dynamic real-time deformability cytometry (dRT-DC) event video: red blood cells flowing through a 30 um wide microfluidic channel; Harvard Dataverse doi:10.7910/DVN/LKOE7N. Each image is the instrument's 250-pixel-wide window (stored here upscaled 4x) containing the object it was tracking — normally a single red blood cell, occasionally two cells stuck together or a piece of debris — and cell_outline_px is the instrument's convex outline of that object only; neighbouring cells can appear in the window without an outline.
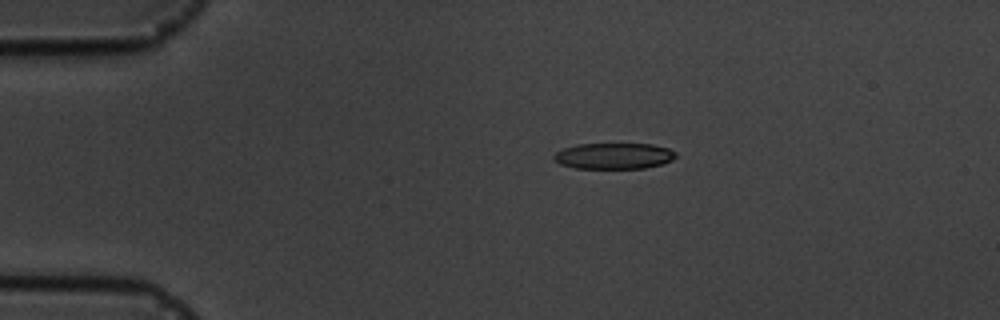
{"species": "common noctule bat (a hibernating species)", "species_latin": "Nyctalus noctula", "temperature_condition": "cold", "stored_images_in_passage": 16, "camera_frame_rate_fps": 3000, "um_per_image_px": 0.085, "animal": {"sex": "male", "body_mass_g": 19.5, "forearm_length_mm": 54.6}, "frame": {"image": 1, "passage_image": 3, "time_ms": 2.333, "image_size_px": [1000, 320], "cell_outline_px": [[676, 156], [672, 160], [664, 164], [644, 168], [572, 168], [560, 164], [552, 156], [556, 152], [564, 148], [576, 144], [652, 144], [668, 148], [676, 152]], "centroid_in_image_um": [52.19, 13.26], "position_along_channel_um": 32.8, "area_um2": 18.55}}
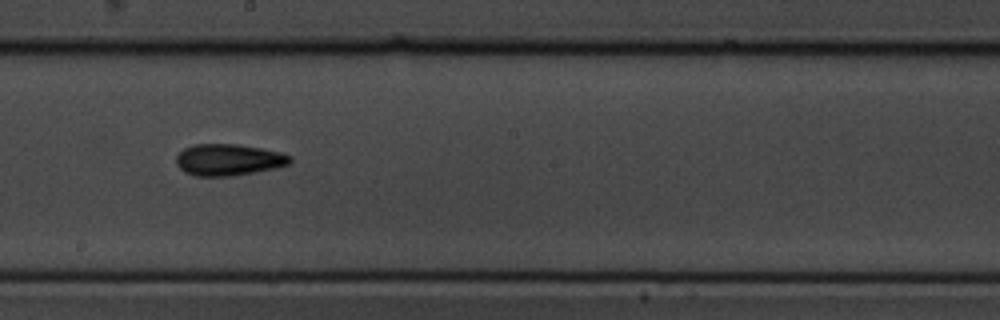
{"frame": {"image": 2, "passage_image": 9, "time_ms": 9.0, "image_size_px": [1000, 320], "cell_outline_px": [[292, 160], [288, 164], [276, 168], [256, 172], [232, 176], [196, 176], [184, 172], [176, 164], [176, 156], [184, 148], [196, 144], [236, 144], [260, 148], [280, 152], [292, 156]], "centroid_in_image_um": [19.42, 13.59], "position_along_channel_um": 228.8, "area_um2": 20.98}}
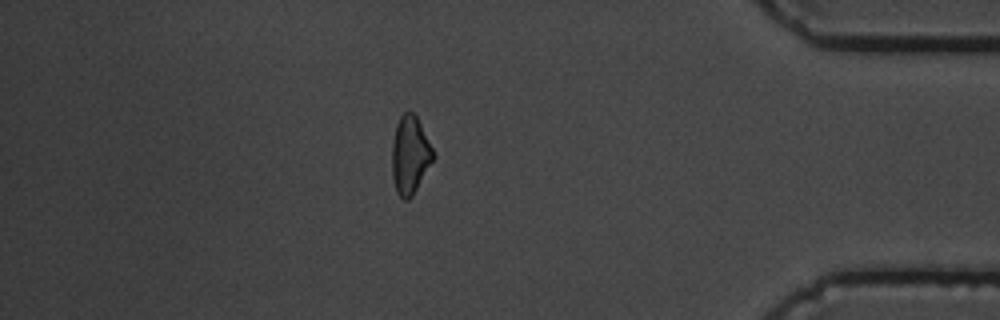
{"frame": {"image": 3, "passage_image": 14, "time_ms": 14.667, "image_size_px": [1000, 320], "cell_outline_px": [[436, 156], [412, 196], [408, 200], [404, 200], [396, 192], [392, 176], [392, 144], [396, 124], [400, 116], [408, 108], [416, 116]], "centroid_in_image_um": [34.84, 13.17], "position_along_channel_um": 400.4, "area_um2": 18.73}, "authors_computed_cell_mechanics": {"area_um2": 19.5364, "velocity_mm_per_s": 3.6519, "shape_relaxation_time_tau1_ms": 4.8145, "shape_relaxation_time_tau2_ms": 4.1306, "deformation_change_tau1": 0.1093, "deformation_change_tau2": 0.0947}}